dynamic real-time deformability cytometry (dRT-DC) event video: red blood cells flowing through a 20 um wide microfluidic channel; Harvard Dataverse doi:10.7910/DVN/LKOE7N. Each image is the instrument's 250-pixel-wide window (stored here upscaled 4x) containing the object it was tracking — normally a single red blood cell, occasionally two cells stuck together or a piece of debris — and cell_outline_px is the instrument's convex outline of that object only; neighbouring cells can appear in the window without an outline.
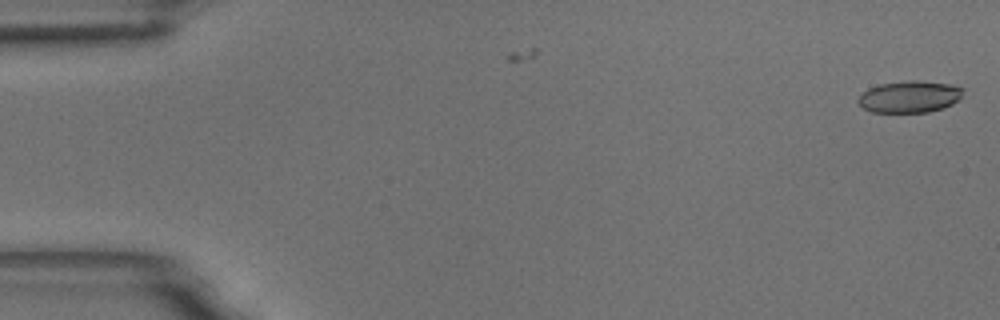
{"species": "common noctule bat (a hibernating species)", "species_latin": "Nyctalus noctula", "temperature_condition": "room temperature", "stored_images_in_passage": 5, "camera_frame_rate_fps": 3000, "um_per_image_px": 0.085, "animal": {"sex": "male", "body_mass_g": 18.8}, "frame": {"image": 1, "passage_image": 1, "time_ms": 0.0, "image_size_px": [1000, 320], "cell_outline_px": [[964, 88], [960, 100], [944, 108], [928, 112], [872, 112], [864, 108], [856, 100], [868, 88], [880, 84], [912, 80], [916, 80], [948, 84]], "centroid_in_image_um": [77.34, 8.23], "position_along_channel_um": 7.7, "area_um2": 19.36}}